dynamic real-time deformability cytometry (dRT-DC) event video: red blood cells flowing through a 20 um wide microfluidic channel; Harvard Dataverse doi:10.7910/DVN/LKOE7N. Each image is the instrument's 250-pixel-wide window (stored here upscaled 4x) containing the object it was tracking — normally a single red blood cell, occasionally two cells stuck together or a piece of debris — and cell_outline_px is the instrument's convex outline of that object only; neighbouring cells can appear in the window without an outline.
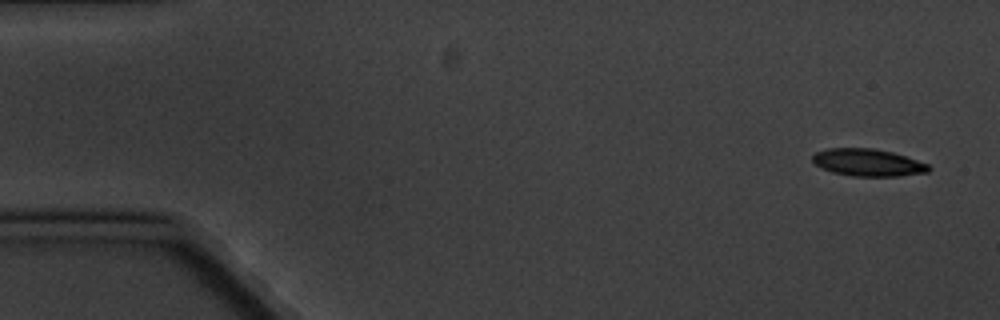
{"species": "common noctule bat (a hibernating species)", "species_latin": "Nyctalus noctula", "temperature_condition": "cold", "stored_images_in_passage": 5, "camera_frame_rate_fps": 3000, "um_per_image_px": 0.085, "animal": {"sex": "male", "body_mass_g": 20.1, "forearm_length_mm": 53.5}, "frame": {"image": 1, "passage_image": 1, "time_ms": 0.0, "image_size_px": [1000, 320], "cell_outline_px": [[932, 168], [928, 172], [900, 176], [852, 176], [832, 172], [820, 168], [812, 160], [812, 156], [816, 152], [828, 148], [872, 148], [892, 152], [928, 164]], "centroid_in_image_um": [73.76, 13.82], "position_along_channel_um": 11.2, "area_um2": 18.44}}
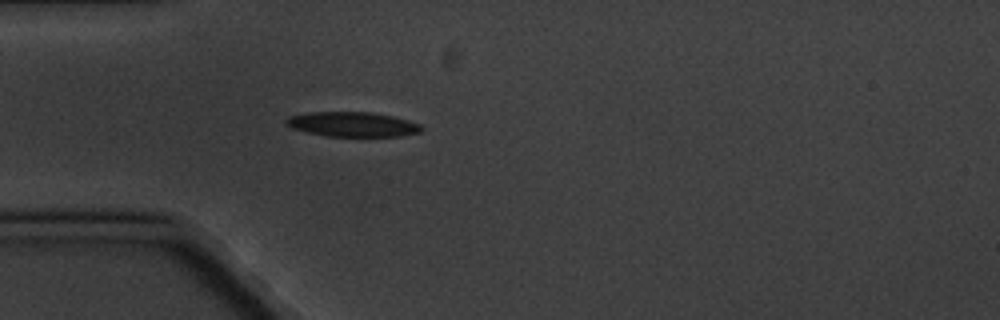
{"frame": {"image": 2, "passage_image": 5, "time_ms": 4.667, "image_size_px": [1000, 320], "cell_outline_px": [[424, 128], [420, 132], [400, 136], [328, 136], [308, 132], [292, 128], [284, 124], [284, 120], [288, 116], [308, 112], [372, 112], [392, 116], [408, 120], [420, 124]], "centroid_in_image_um": [29.94, 10.56], "position_along_channel_um": 55.1, "area_um2": 19.54}}